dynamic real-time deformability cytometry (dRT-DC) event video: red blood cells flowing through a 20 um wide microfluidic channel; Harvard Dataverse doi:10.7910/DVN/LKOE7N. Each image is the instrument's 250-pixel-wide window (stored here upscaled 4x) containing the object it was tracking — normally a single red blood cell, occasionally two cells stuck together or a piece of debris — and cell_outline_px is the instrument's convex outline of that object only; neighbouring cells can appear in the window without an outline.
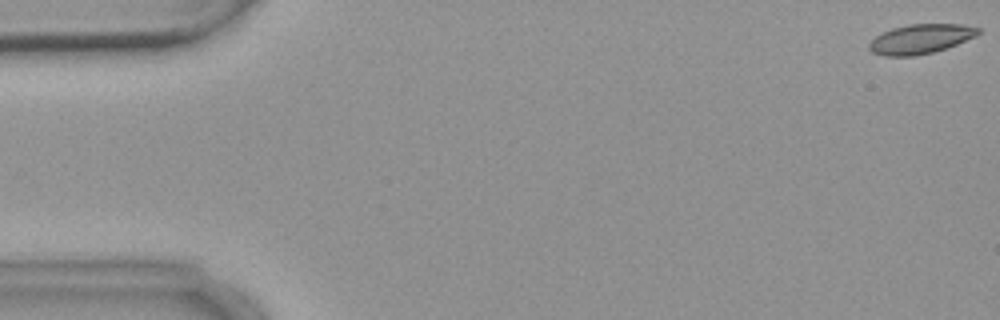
{"species": "common noctule bat (a hibernating species)", "species_latin": "Nyctalus noctula", "temperature_condition": "warm", "stored_images_in_passage": 10, "camera_frame_rate_fps": 3000, "um_per_image_px": 0.085, "animal": {"sex": "female", "body_mass_g": 18.4}, "frame": {"image": 1, "passage_image": 1, "time_ms": 0.0, "image_size_px": [1000, 320], "cell_outline_px": [[980, 32], [976, 36], [956, 44], [932, 52], [916, 56], [884, 56], [872, 52], [868, 48], [868, 44], [876, 36], [892, 28], [908, 24], [964, 24], [980, 28]], "centroid_in_image_um": [78.24, 3.31], "position_along_channel_um": 6.8, "area_um2": 18.67}}
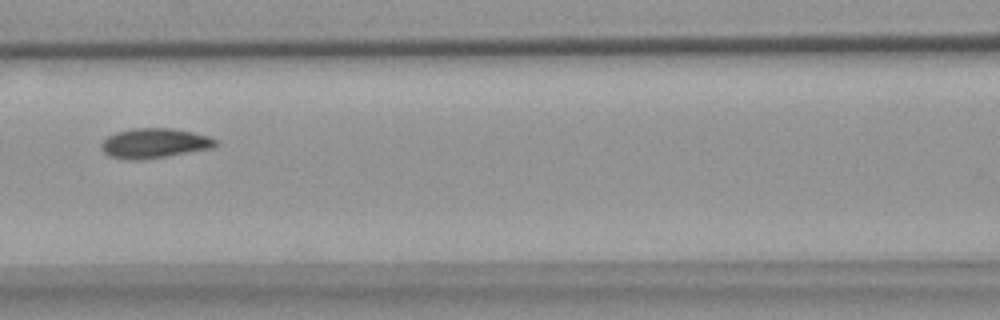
{"frame": {"image": 2, "passage_image": 7, "time_ms": 8.0, "image_size_px": [1000, 320], "cell_outline_px": [[220, 144], [216, 148], [168, 156], [140, 160], [128, 160], [108, 156], [100, 148], [100, 144], [108, 136], [116, 132], [132, 128], [172, 128], [192, 132], [208, 136], [220, 140]], "centroid_in_image_um": [13.17, 12.18], "position_along_channel_um": 153.4, "area_um2": 20.29}}
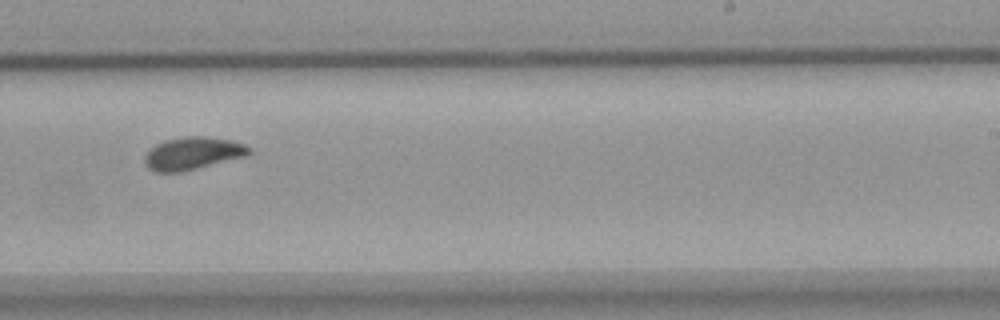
{"frame": {"image": 3, "passage_image": 10, "time_ms": 11.333, "image_size_px": [1000, 320], "cell_outline_px": [[252, 152], [248, 156], [180, 172], [156, 172], [148, 168], [144, 164], [144, 156], [156, 144], [164, 140], [188, 136], [204, 136], [232, 140], [244, 144], [252, 148]], "centroid_in_image_um": [16.41, 13.03], "position_along_channel_um": 272.6, "area_um2": 19.94}}